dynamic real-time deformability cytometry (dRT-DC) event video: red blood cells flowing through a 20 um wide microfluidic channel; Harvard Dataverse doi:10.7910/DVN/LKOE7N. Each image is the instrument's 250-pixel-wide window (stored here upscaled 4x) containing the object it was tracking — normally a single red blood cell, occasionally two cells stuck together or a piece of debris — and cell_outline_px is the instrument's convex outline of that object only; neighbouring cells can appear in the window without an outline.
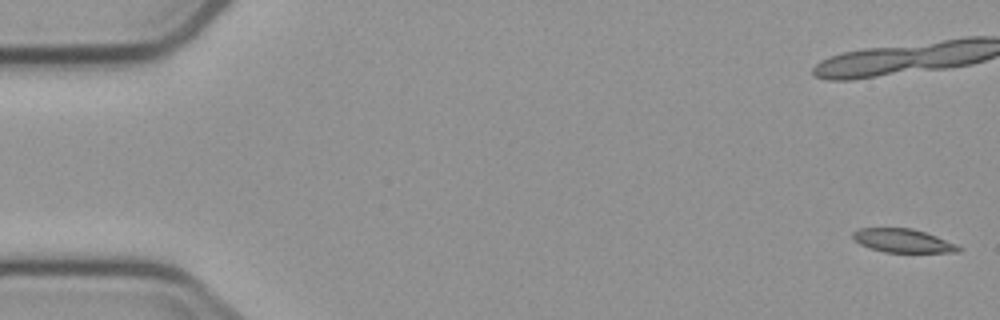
{"species": "common noctule bat (a hibernating species)", "species_latin": "Nyctalus noctula", "temperature_condition": "cold", "stored_images_in_passage": 6, "camera_frame_rate_fps": 3000, "um_per_image_px": 0.085, "animal": {"sex": "male", "body_mass_g": 23.1, "forearm_length_mm": 52.7}, "frame": {"image": 1, "passage_image": 1, "time_ms": 0.0, "image_size_px": [1000, 320], "cell_outline_px": [[964, 248], [960, 252], [884, 252], [860, 244], [852, 236], [852, 232], [860, 228], [912, 228], [936, 236], [956, 244]], "centroid_in_image_um": [76.77, 20.46], "position_along_channel_um": 8.2, "area_um2": 14.39}}